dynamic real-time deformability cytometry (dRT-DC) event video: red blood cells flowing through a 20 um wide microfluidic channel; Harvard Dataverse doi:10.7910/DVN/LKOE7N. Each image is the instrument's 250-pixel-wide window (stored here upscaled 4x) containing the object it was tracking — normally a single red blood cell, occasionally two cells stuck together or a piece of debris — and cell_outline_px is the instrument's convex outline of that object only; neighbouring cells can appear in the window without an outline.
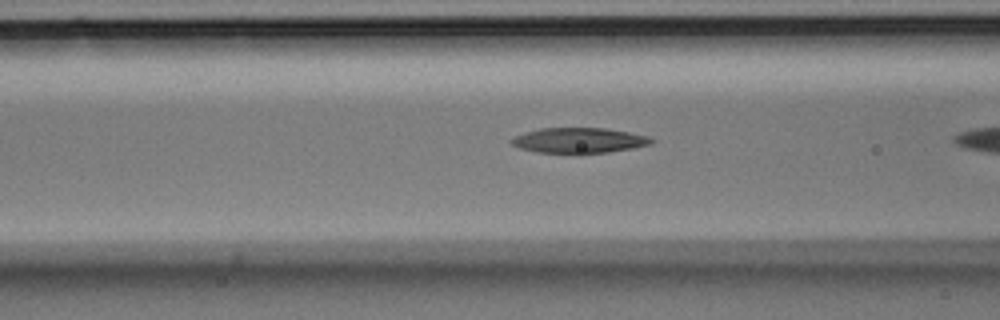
{"species": "Egyptian fruit bat (a non-hibernating species)", "species_latin": "Rousettus aegyptiacus", "temperature_condition": "room temperature", "stored_images_in_passage": 9, "camera_frame_rate_fps": 3000, "um_per_image_px": 0.085, "animal": {"sex": "male"}, "frame": {"image": 1, "passage_image": 7, "time_ms": 2.0, "image_size_px": [1000, 320], "cell_outline_px": [[656, 140], [652, 144], [632, 148], [608, 152], [580, 156], [576, 156], [536, 152], [520, 148], [512, 144], [508, 140], [512, 136], [524, 132], [540, 128], [604, 128], [628, 132], [648, 136]], "centroid_in_image_um": [49.17, 11.97], "position_along_channel_um": 117.4, "area_um2": 21.56}}